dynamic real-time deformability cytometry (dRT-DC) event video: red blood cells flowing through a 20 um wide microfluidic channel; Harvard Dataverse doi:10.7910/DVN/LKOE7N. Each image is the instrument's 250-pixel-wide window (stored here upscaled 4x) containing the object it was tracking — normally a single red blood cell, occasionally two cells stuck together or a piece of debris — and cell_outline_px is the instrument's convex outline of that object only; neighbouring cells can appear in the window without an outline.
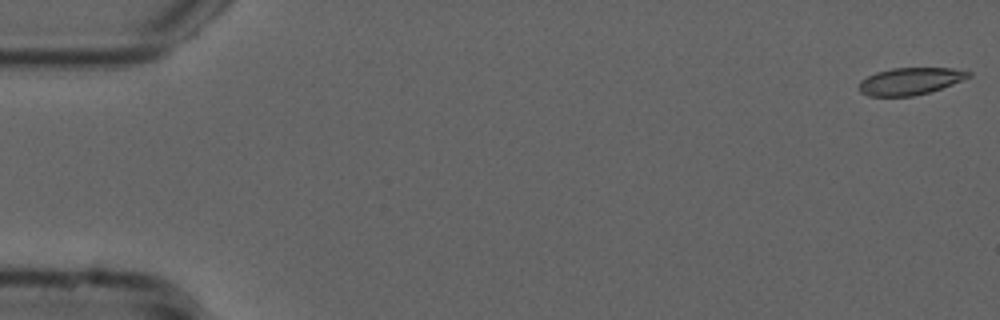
{"species": "common noctule bat (a hibernating species)", "species_latin": "Nyctalus noctula", "temperature_condition": "cold", "stored_images_in_passage": 50, "camera_frame_rate_fps": 3000, "um_per_image_px": 0.085, "animal": {"sex": "male", "forearm_length_mm": 52.5}, "frame": {"image": 1, "passage_image": 1, "time_ms": 0.0, "image_size_px": [1000, 320], "cell_outline_px": [[972, 76], [952, 84], [928, 92], [912, 96], [868, 96], [860, 92], [856, 88], [860, 80], [876, 72], [892, 68], [952, 68], [972, 72]], "centroid_in_image_um": [77.32, 6.9], "position_along_channel_um": 7.7, "area_um2": 17.34}}
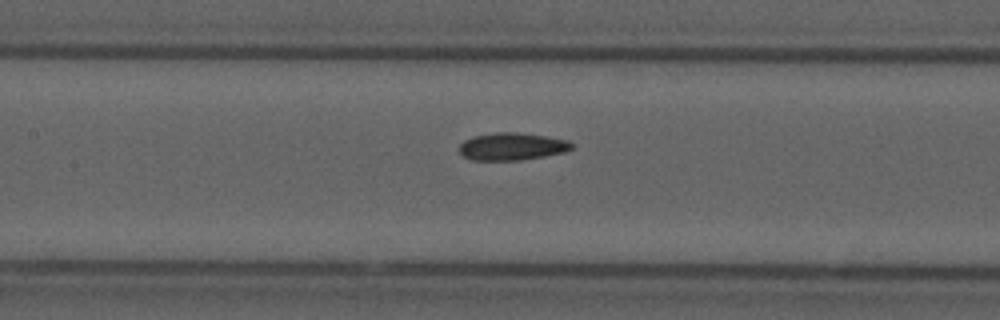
{"frame": {"image": 2, "passage_image": 25, "time_ms": 8.0, "image_size_px": [1000, 320], "cell_outline_px": [[576, 144], [572, 148], [564, 152], [544, 156], [520, 160], [472, 160], [464, 156], [460, 152], [460, 144], [464, 140], [472, 136], [496, 132], [516, 132], [544, 136], [568, 140]], "centroid_in_image_um": [43.53, 12.44], "position_along_channel_um": 163.9, "area_um2": 17.98}}
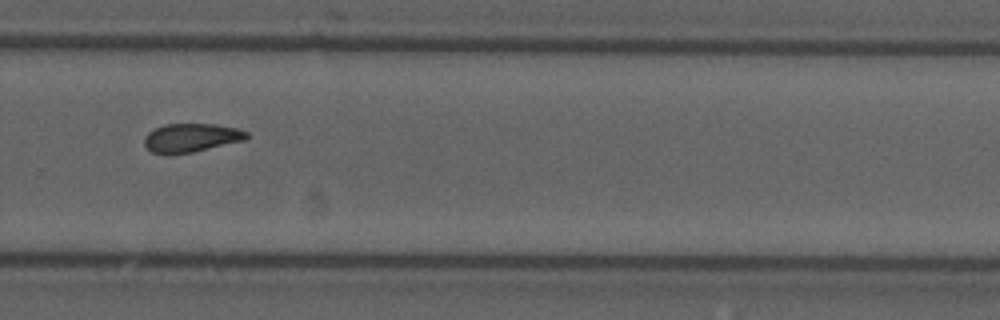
{"frame": {"image": 3, "passage_image": 37, "time_ms": 12.0, "image_size_px": [1000, 320], "cell_outline_px": [[248, 136], [244, 140], [192, 152], [168, 156], [164, 156], [152, 152], [144, 144], [144, 136], [148, 132], [164, 124], [216, 124], [236, 128], [248, 132]], "centroid_in_image_um": [16.19, 11.73], "position_along_channel_um": 313.6, "area_um2": 17.22}}